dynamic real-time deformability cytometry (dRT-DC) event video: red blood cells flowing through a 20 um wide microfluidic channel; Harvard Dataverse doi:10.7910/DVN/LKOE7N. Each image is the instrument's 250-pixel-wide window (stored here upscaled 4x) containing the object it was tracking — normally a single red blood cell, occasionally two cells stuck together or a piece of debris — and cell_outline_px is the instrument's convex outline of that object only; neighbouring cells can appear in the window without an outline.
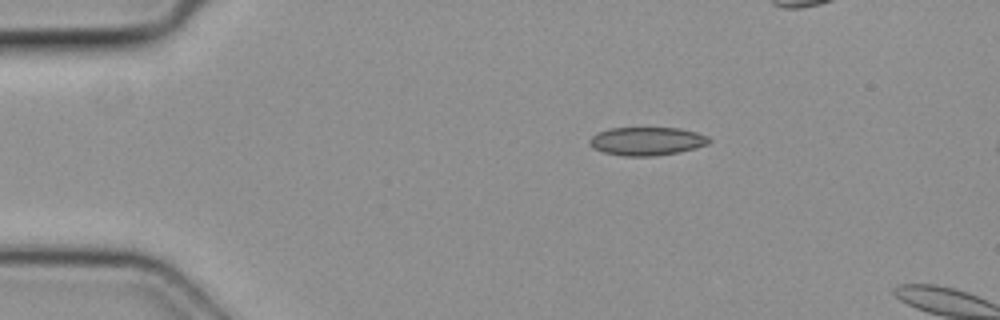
{"species": "common noctule bat (a hibernating species)", "species_latin": "Nyctalus noctula", "temperature_condition": "cold", "stored_images_in_passage": 4, "camera_frame_rate_fps": 3000, "um_per_image_px": 0.085, "animal": {"sex": "female", "body_mass_g": 19.3, "forearm_length_mm": 54.1}, "frame": {"image": 1, "passage_image": 1, "time_ms": 0.0, "image_size_px": [1000, 320], "cell_outline_px": [[712, 140], [708, 144], [696, 148], [680, 152], [652, 156], [624, 156], [604, 152], [592, 148], [588, 144], [588, 140], [592, 136], [600, 132], [612, 128], [680, 128], [696, 132], [708, 136]], "centroid_in_image_um": [55.0, 12.0], "position_along_channel_um": 30.0, "area_um2": 19.77}}